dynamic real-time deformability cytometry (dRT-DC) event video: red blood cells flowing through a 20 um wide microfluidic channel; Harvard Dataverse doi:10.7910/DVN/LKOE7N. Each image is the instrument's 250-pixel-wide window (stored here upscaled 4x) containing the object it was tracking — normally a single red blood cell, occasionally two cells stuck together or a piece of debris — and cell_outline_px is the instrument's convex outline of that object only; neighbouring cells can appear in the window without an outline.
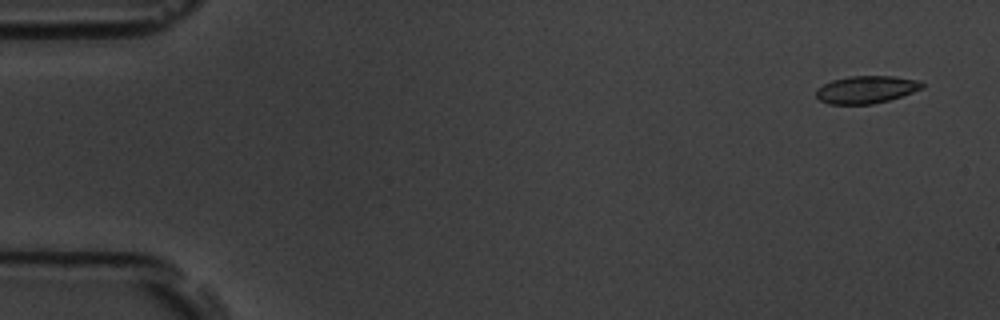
{"species": "common noctule bat (a hibernating species)", "species_latin": "Nyctalus noctula", "temperature_condition": "room temperature", "stored_images_in_passage": 5, "camera_frame_rate_fps": 3000, "um_per_image_px": 0.085, "animal": {"sex": "male", "body_mass_g": 19.5, "forearm_length_mm": 54.6}, "frame": {"image": 1, "passage_image": 1, "time_ms": 0.0, "image_size_px": [1000, 320], "cell_outline_px": [[924, 88], [888, 100], [872, 104], [828, 104], [820, 100], [816, 96], [816, 88], [832, 80], [848, 76], [892, 76], [920, 80], [924, 84]], "centroid_in_image_um": [73.62, 7.6], "position_along_channel_um": 11.4, "area_um2": 16.99}}
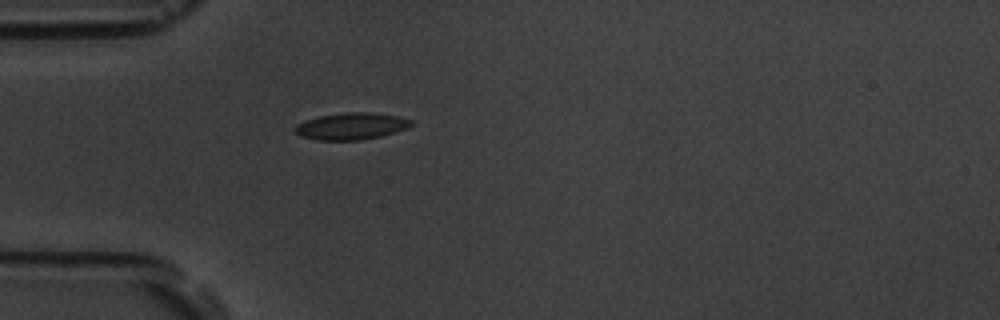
{"frame": {"image": 2, "passage_image": 5, "time_ms": 4.667, "image_size_px": [1000, 320], "cell_outline_px": [[412, 124], [408, 128], [396, 132], [380, 136], [360, 140], [316, 140], [300, 136], [296, 132], [296, 124], [304, 120], [320, 116], [348, 112], [372, 112], [396, 116], [412, 120]], "centroid_in_image_um": [29.86, 10.73], "position_along_channel_um": 55.1, "area_um2": 18.09}}